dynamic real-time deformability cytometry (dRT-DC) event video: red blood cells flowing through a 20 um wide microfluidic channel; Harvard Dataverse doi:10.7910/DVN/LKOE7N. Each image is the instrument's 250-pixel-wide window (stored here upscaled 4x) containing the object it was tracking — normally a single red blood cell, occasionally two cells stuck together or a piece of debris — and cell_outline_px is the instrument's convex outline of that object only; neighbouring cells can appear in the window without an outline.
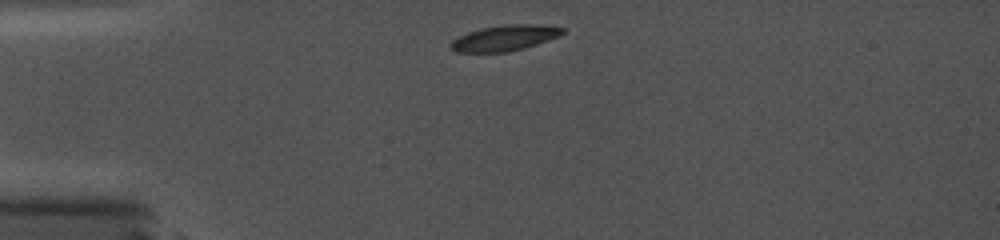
{"species": "common noctule bat (a hibernating species)", "species_latin": "Nyctalus noctula", "temperature_condition": "cold", "stored_images_in_passage": 25, "camera_frame_rate_fps": 5000, "um_per_image_px": 0.085, "animal": {"sex": "female", "body_mass_g": 19.0, "forearm_length_mm": 56.7}, "frame": {"image": 1, "passage_image": 1, "time_ms": 0.0, "image_size_px": [1000, 240], "cell_outline_px": [[564, 32], [560, 36], [524, 48], [508, 52], [456, 52], [448, 44], [452, 40], [468, 32], [480, 28], [504, 24], [548, 24], [564, 28]], "centroid_in_image_um": [42.92, 3.21], "position_along_channel_um": 42.1, "area_um2": 16.88}}
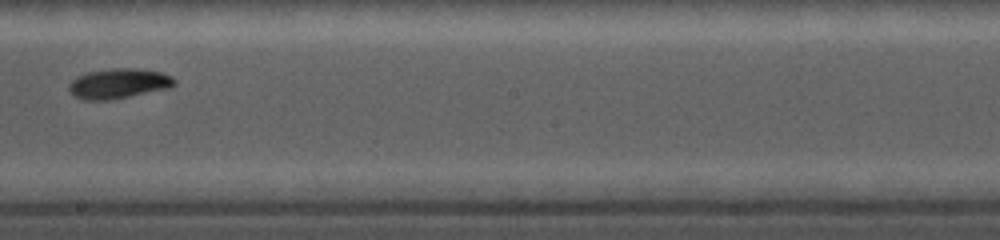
{"frame": {"image": 2, "passage_image": 14, "time_ms": 6.0, "image_size_px": [1000, 240], "cell_outline_px": [[176, 84], [168, 88], [108, 100], [84, 100], [76, 96], [68, 88], [68, 84], [76, 76], [88, 72], [112, 68], [136, 68], [164, 72], [172, 76], [176, 80]], "centroid_in_image_um": [10.1, 7.08], "position_along_channel_um": 238.1, "area_um2": 18.38}}
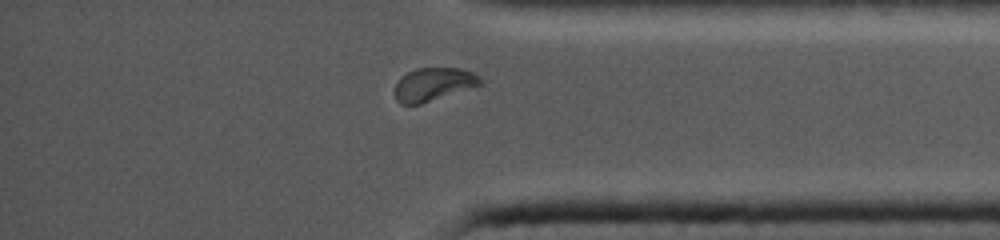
{"frame": {"image": 3, "passage_image": 22, "time_ms": 10.2, "image_size_px": [1000, 240], "cell_outline_px": [[484, 84], [420, 104], [400, 104], [396, 100], [396, 84], [400, 76], [416, 68], [460, 68], [472, 72], [480, 76], [484, 80]], "centroid_in_image_um": [36.88, 7.15], "position_along_channel_um": 398.3, "area_um2": 16.59}, "authors_computed_cell_mechanics": {"area_um2": 17.5134, "velocity_mm_per_s": 3.7925, "shape_relaxation_time_tau1_ms": null, "shape_relaxation_time_tau2_ms": 2.1397, "deformation_change_tau1": null, "deformation_change_tau2": 0.0405}}